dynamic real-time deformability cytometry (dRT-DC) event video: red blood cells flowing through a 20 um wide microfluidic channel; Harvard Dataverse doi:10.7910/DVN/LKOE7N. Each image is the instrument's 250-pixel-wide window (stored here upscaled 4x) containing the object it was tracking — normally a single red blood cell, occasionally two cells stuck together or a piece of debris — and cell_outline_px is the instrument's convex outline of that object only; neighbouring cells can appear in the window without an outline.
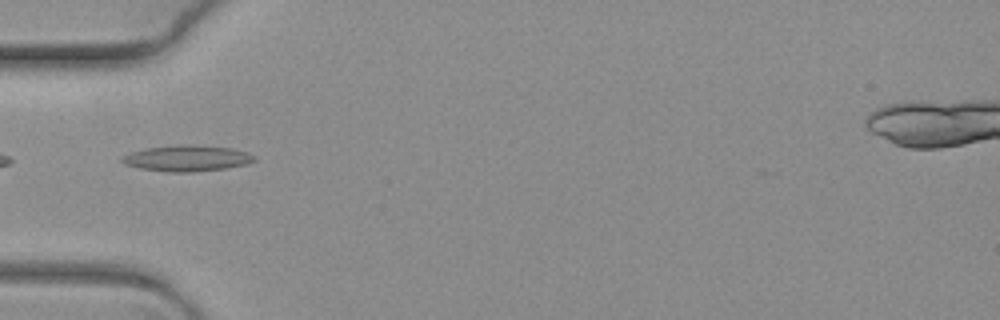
{"species": "common noctule bat (a hibernating species)", "species_latin": "Nyctalus noctula", "temperature_condition": "warm", "stored_images_in_passage": 8, "camera_frame_rate_fps": 3000, "um_per_image_px": 0.085, "animal": {"sex": "female", "body_mass_g": 19.3, "forearm_length_mm": 54.1}, "frame": {"image": 1, "passage_image": 6, "time_ms": 1.667, "image_size_px": [1000, 320], "cell_outline_px": [[256, 160], [248, 164], [224, 168], [192, 172], [168, 172], [140, 168], [124, 164], [120, 160], [120, 156], [128, 152], [144, 148], [176, 144], [184, 144], [232, 148], [248, 152], [256, 156]], "centroid_in_image_um": [15.85, 13.44], "position_along_channel_um": 69.1, "area_um2": 20.35}}
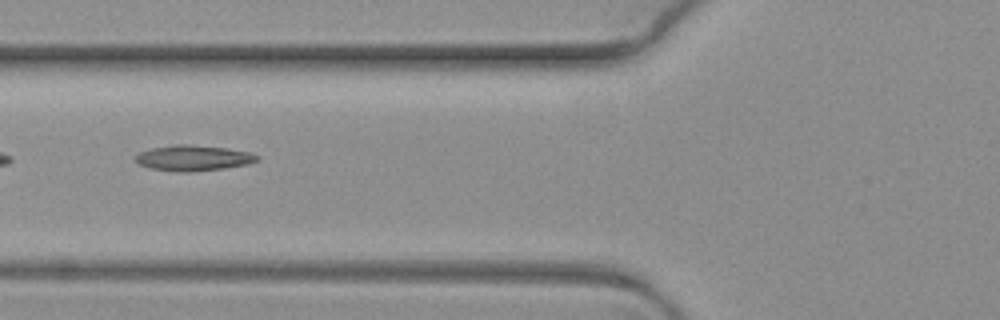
{"frame": {"image": 2, "passage_image": 7, "time_ms": 2.0, "image_size_px": [1000, 320], "cell_outline_px": [[260, 160], [248, 164], [224, 168], [188, 172], [180, 172], [148, 168], [140, 164], [136, 160], [136, 156], [140, 152], [152, 148], [176, 144], [188, 144], [228, 148], [248, 152], [260, 156]], "centroid_in_image_um": [16.46, 13.43], "position_along_channel_um": 109.3, "area_um2": 18.09}}